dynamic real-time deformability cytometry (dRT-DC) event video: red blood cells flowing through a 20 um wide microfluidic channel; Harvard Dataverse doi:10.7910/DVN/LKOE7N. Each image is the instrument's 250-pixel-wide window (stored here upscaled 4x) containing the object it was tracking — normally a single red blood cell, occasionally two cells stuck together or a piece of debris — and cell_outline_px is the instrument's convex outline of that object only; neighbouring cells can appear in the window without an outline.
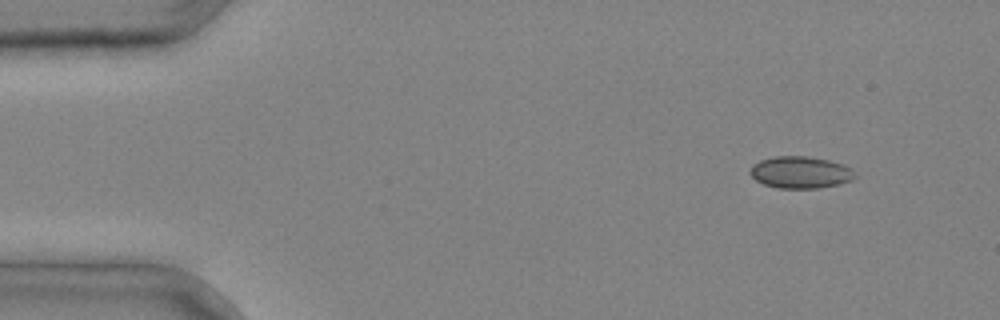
{"species": "common noctule bat (a hibernating species)", "species_latin": "Nyctalus noctula", "temperature_condition": "cold", "stored_images_in_passage": 3, "camera_frame_rate_fps": 3000, "um_per_image_px": 0.085, "animal": {"sex": "male", "body_mass_g": 20.4}, "frame": {"image": 1, "passage_image": 1, "time_ms": 0.0, "image_size_px": [1000, 320], "cell_outline_px": [[856, 176], [852, 180], [840, 184], [820, 188], [776, 188], [764, 184], [756, 180], [748, 172], [752, 164], [760, 160], [772, 156], [808, 156], [828, 160], [840, 164], [856, 172]], "centroid_in_image_um": [68.0, 14.65], "position_along_channel_um": 17.0, "area_um2": 19.59}}
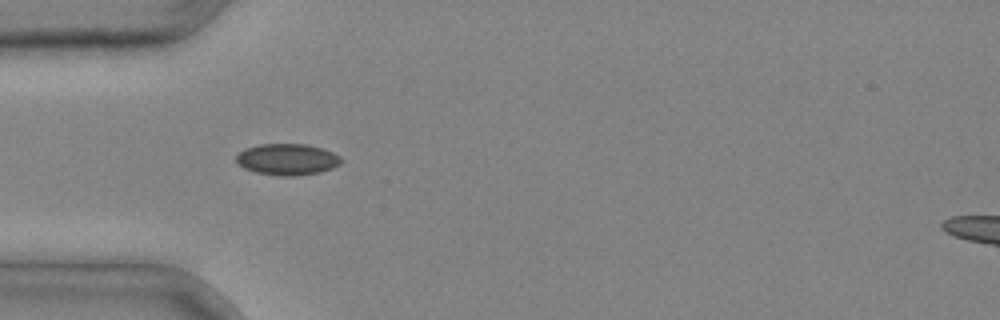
{"frame": {"image": 2, "passage_image": 3, "time_ms": 0.667, "image_size_px": [1000, 320], "cell_outline_px": [[344, 160], [340, 164], [332, 168], [320, 172], [292, 176], [280, 176], [256, 172], [244, 168], [236, 164], [236, 156], [244, 148], [260, 144], [308, 144], [332, 152], [340, 156]], "centroid_in_image_um": [24.41, 13.54], "position_along_channel_um": 60.6, "area_um2": 19.25}}